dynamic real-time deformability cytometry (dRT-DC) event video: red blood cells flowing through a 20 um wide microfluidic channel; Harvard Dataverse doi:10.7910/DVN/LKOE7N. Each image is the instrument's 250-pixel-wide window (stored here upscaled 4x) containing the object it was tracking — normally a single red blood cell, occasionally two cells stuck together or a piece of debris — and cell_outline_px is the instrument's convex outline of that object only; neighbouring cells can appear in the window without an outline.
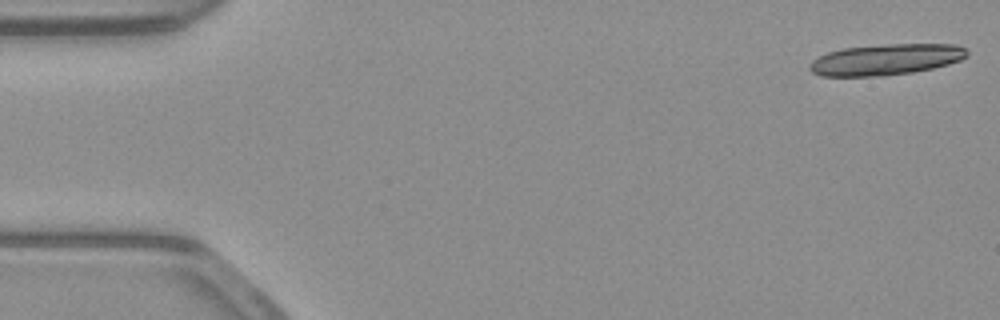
{"species": "common noctule bat (a hibernating species)", "species_latin": "Nyctalus noctula", "temperature_condition": "warm", "stored_images_in_passage": 18, "camera_frame_rate_fps": 3000, "um_per_image_px": 0.085, "animal": {"sex": "male", "body_mass_g": 23.1, "forearm_length_mm": 52.7}, "frame": {"image": 1, "passage_image": 1, "time_ms": 0.0, "image_size_px": [1000, 320], "cell_outline_px": [[968, 56], [960, 60], [948, 64], [932, 68], [912, 72], [884, 76], [820, 76], [812, 72], [808, 68], [808, 64], [812, 60], [828, 52], [844, 48], [888, 44], [956, 44], [964, 48], [968, 52]], "centroid_in_image_um": [75.29, 5.06], "position_along_channel_um": 9.7, "area_um2": 28.5}}